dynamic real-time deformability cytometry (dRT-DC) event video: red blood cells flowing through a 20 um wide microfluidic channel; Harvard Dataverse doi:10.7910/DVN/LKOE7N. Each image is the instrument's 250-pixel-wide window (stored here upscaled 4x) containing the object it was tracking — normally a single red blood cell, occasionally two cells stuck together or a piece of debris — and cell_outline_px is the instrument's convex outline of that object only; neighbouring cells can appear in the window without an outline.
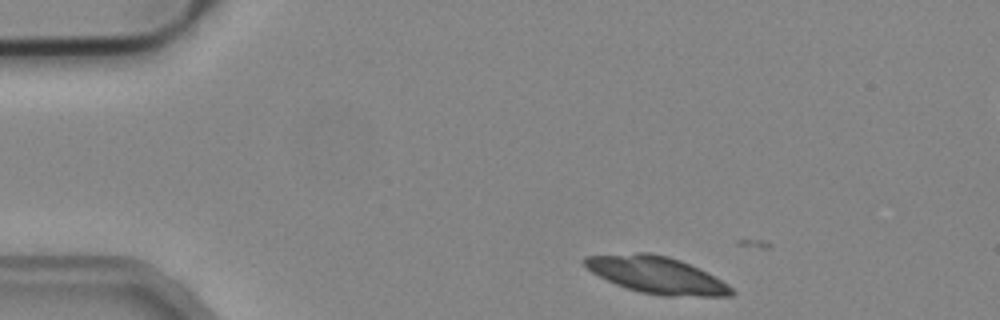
{"species": "common noctule bat (a hibernating species)", "species_latin": "Nyctalus noctula", "temperature_condition": "cold", "stored_images_in_passage": 4, "camera_frame_rate_fps": 3000, "um_per_image_px": 0.085, "animal": {"sex": "male", "body_mass_g": 19.2, "forearm_length_mm": 51.8}, "frame": {"image": 1, "passage_image": 1, "time_ms": 0.0, "image_size_px": [1000, 320], "cell_outline_px": [[736, 292], [732, 296], [660, 296], [640, 292], [616, 284], [592, 272], [580, 260], [584, 256], [636, 252], [648, 252], [668, 256], [680, 260], [728, 284]], "centroid_in_image_um": [55.78, 23.37], "position_along_channel_um": 29.2, "area_um2": 31.39}}